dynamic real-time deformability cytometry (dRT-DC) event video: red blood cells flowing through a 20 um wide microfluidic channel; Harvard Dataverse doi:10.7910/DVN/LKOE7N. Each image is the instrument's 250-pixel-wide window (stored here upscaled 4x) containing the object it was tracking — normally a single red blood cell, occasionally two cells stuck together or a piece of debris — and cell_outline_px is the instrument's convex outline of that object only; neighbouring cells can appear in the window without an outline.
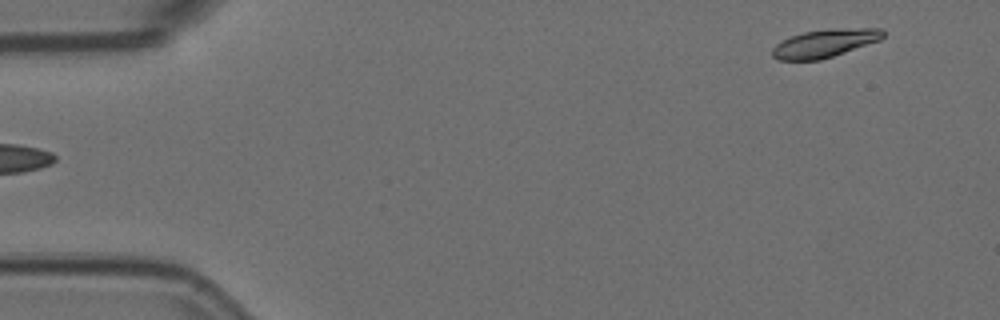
{"species": "Egyptian fruit bat (a non-hibernating species)", "species_latin": "Rousettus aegyptiacus", "temperature_condition": "room temperature", "stored_images_in_passage": 5, "camera_frame_rate_fps": 3000, "um_per_image_px": 0.085, "animal": {"sex": "female"}, "frame": {"image": 1, "passage_image": 5, "time_ms": 1.333, "image_size_px": [1000, 320], "cell_outline_px": [[884, 36], [880, 40], [820, 60], [780, 60], [772, 56], [772, 48], [776, 44], [792, 36], [804, 32], [828, 28], [880, 28], [884, 32]], "centroid_in_image_um": [70.1, 3.67], "position_along_channel_um": 14.9, "area_um2": 17.98}}